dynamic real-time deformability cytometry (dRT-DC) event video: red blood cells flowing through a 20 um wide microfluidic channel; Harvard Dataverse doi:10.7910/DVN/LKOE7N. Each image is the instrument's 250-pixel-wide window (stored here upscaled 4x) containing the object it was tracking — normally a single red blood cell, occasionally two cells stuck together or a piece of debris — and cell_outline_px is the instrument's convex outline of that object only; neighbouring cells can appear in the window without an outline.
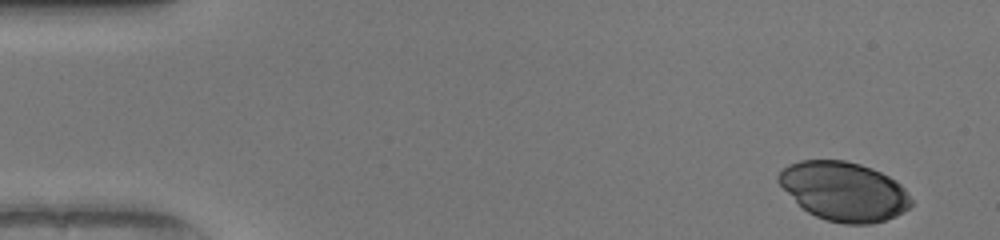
{"species": "human", "species_latin": "Homo sapiens", "temperature_condition": "warm", "stored_images_in_passage": 48, "camera_frame_rate_fps": 3000, "um_per_image_px": 0.085, "donor": {"sex": "female"}, "frame": {"image": 1, "passage_image": 1, "time_ms": 0.0, "image_size_px": [1000, 240], "cell_outline_px": [[912, 204], [904, 212], [896, 216], [872, 224], [844, 224], [824, 220], [808, 212], [776, 180], [776, 176], [788, 164], [800, 160], [844, 160], [860, 164], [872, 168], [896, 180], [904, 188], [912, 200]], "centroid_in_image_um": [71.76, 16.26], "position_along_channel_um": 13.2, "area_um2": 45.43}}
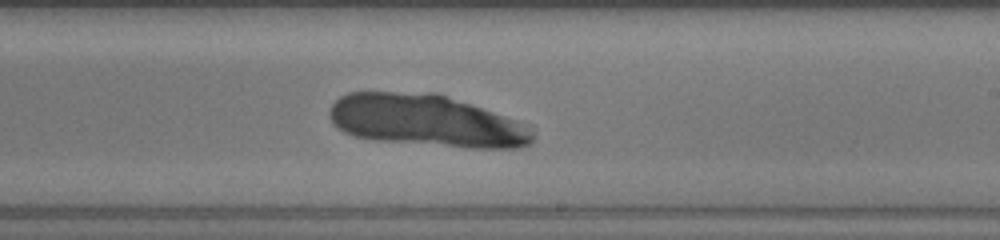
{"frame": {"image": 2, "passage_image": 28, "time_ms": 9.0, "image_size_px": [1000, 240], "cell_outline_px": [[532, 144], [520, 148], [468, 148], [372, 140], [352, 136], [336, 128], [332, 124], [328, 116], [328, 112], [332, 104], [340, 96], [348, 92], [436, 92], [472, 104], [528, 124], [532, 128]], "centroid_in_image_um": [36.21, 10.27], "position_along_channel_um": 252.8, "area_um2": 62.37}}
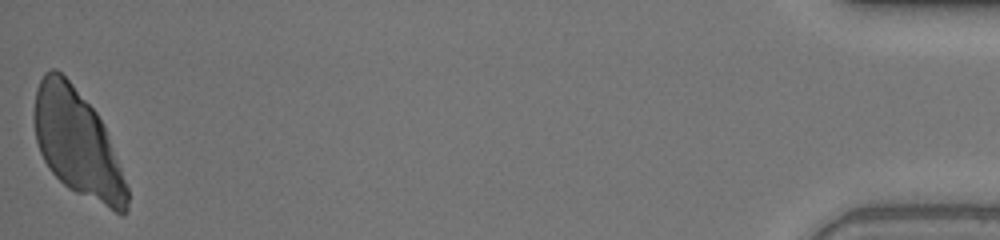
{"frame": {"image": 3, "passage_image": 48, "time_ms": 15.667, "image_size_px": [1000, 240], "cell_outline_px": [[128, 208], [120, 216], [68, 188], [48, 168], [40, 152], [36, 140], [32, 120], [32, 112], [36, 88], [44, 72], [52, 68], [56, 68], [72, 84], [96, 112], [104, 128], [128, 188]], "centroid_in_image_um": [6.53, 12.19], "position_along_channel_um": 428.7, "area_um2": 57.45}}